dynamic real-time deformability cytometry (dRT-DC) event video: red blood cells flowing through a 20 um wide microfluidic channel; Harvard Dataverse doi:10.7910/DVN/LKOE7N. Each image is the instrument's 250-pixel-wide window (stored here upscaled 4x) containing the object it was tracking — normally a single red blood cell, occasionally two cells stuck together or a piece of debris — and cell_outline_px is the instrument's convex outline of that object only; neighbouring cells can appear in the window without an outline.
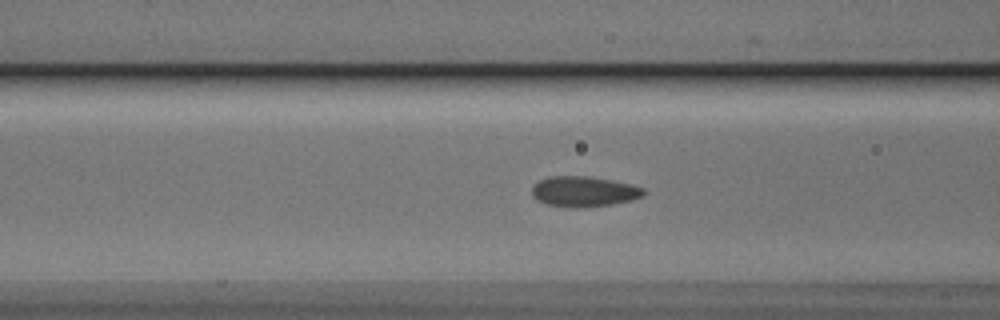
{"species": "Egyptian fruit bat (a non-hibernating species)", "species_latin": "Rousettus aegyptiacus", "temperature_condition": "cold", "stored_images_in_passage": 38, "camera_frame_rate_fps": 3000, "um_per_image_px": 0.085, "animal": {"sex": "male"}, "frame": {"image": 1, "passage_image": 10, "time_ms": 3.0, "image_size_px": [1000, 320], "cell_outline_px": [[644, 196], [632, 200], [612, 204], [584, 208], [568, 208], [548, 204], [536, 200], [532, 196], [532, 184], [548, 176], [588, 176], [612, 180], [632, 184], [644, 188]], "centroid_in_image_um": [49.61, 16.28], "position_along_channel_um": 117.0, "area_um2": 20.11}}
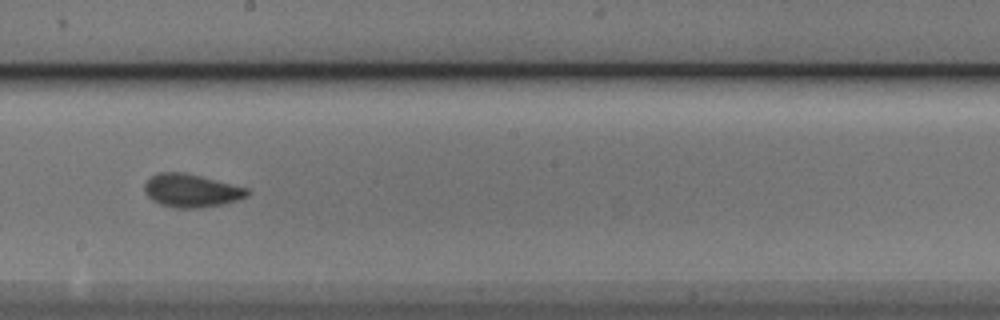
{"frame": {"image": 2, "passage_image": 19, "time_ms": 6.0, "image_size_px": [1000, 320], "cell_outline_px": [[252, 192], [248, 196], [224, 204], [196, 208], [176, 208], [160, 204], [152, 200], [144, 192], [144, 184], [156, 172], [184, 172], [248, 188]], "centroid_in_image_um": [16.26, 16.2], "position_along_channel_um": 231.9, "area_um2": 19.88}}
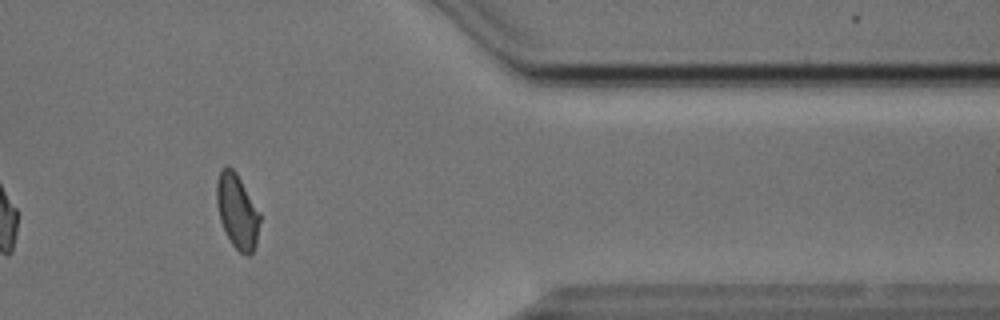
{"frame": {"image": 3, "passage_image": 33, "time_ms": 10.667, "image_size_px": [1000, 320], "cell_outline_px": [[260, 220], [256, 244], [252, 252], [248, 256], [244, 256], [232, 244], [220, 220], [216, 200], [216, 184], [220, 172], [228, 164], [236, 172], [260, 212]], "centroid_in_image_um": [20.17, 17.96], "position_along_channel_um": 391.2, "area_um2": 18.61}, "authors_computed_cell_mechanics": {"area_um2": 19.4208, "velocity_mm_per_s": 3.8365, "shape_relaxation_time_tau1_ms": 7.5578, "shape_relaxation_time_tau2_ms": 0.9938, "deformation_change_tau1": 0.1345, "deformation_change_tau2": 0.0591}}